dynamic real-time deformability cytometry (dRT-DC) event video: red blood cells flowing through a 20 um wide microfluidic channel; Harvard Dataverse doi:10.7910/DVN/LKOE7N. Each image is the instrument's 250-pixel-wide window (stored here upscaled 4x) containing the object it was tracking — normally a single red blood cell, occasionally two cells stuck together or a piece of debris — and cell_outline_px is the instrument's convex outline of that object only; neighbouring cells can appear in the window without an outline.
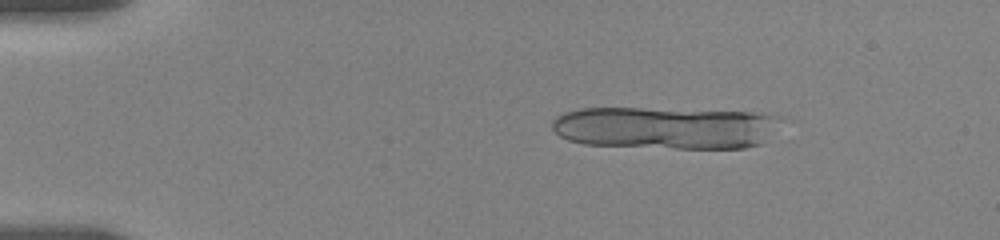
{"species": "human", "species_latin": "Homo sapiens", "temperature_condition": "room temperature", "stored_images_in_passage": 9, "camera_frame_rate_fps": 3000, "um_per_image_px": 0.085, "donor": {"sex": "female"}, "frame": {"image": 1, "passage_image": 4, "time_ms": 2.0, "image_size_px": [1000, 240], "cell_outline_px": [[780, 116], [760, 144], [744, 148], [676, 148], [584, 144], [568, 140], [560, 136], [552, 128], [552, 120], [556, 116], [564, 112], [580, 108], [640, 108], [764, 112]], "centroid_in_image_um": [56.47, 10.84], "position_along_channel_um": 28.5, "area_um2": 56.18}}